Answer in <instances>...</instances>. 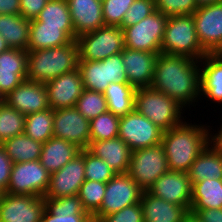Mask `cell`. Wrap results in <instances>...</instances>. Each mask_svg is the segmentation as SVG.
<instances>
[{"instance_id":"6da1fadb","label":"cell","mask_w":222,"mask_h":222,"mask_svg":"<svg viewBox=\"0 0 222 222\" xmlns=\"http://www.w3.org/2000/svg\"><path fill=\"white\" fill-rule=\"evenodd\" d=\"M151 87L177 101L182 107H194L200 99L199 61L178 55L159 53ZM194 104V105H193Z\"/></svg>"},{"instance_id":"7a4b0ae2","label":"cell","mask_w":222,"mask_h":222,"mask_svg":"<svg viewBox=\"0 0 222 222\" xmlns=\"http://www.w3.org/2000/svg\"><path fill=\"white\" fill-rule=\"evenodd\" d=\"M183 121L163 131V145L169 170L188 172L202 151L213 141L210 125ZM209 127V128H208Z\"/></svg>"},{"instance_id":"3957f363","label":"cell","mask_w":222,"mask_h":222,"mask_svg":"<svg viewBox=\"0 0 222 222\" xmlns=\"http://www.w3.org/2000/svg\"><path fill=\"white\" fill-rule=\"evenodd\" d=\"M79 46L76 40L69 44L28 51L27 80L46 83L78 68Z\"/></svg>"},{"instance_id":"277c9868","label":"cell","mask_w":222,"mask_h":222,"mask_svg":"<svg viewBox=\"0 0 222 222\" xmlns=\"http://www.w3.org/2000/svg\"><path fill=\"white\" fill-rule=\"evenodd\" d=\"M161 53L184 56L197 61L208 54L198 40L192 14L168 17Z\"/></svg>"},{"instance_id":"5b68a950","label":"cell","mask_w":222,"mask_h":222,"mask_svg":"<svg viewBox=\"0 0 222 222\" xmlns=\"http://www.w3.org/2000/svg\"><path fill=\"white\" fill-rule=\"evenodd\" d=\"M134 109L163 131L170 130L185 120L182 116L185 108L152 87L136 88Z\"/></svg>"},{"instance_id":"8992f818","label":"cell","mask_w":222,"mask_h":222,"mask_svg":"<svg viewBox=\"0 0 222 222\" xmlns=\"http://www.w3.org/2000/svg\"><path fill=\"white\" fill-rule=\"evenodd\" d=\"M79 61H103L121 53L124 48V32L119 26L104 25L95 31L78 36Z\"/></svg>"},{"instance_id":"52a82bcc","label":"cell","mask_w":222,"mask_h":222,"mask_svg":"<svg viewBox=\"0 0 222 222\" xmlns=\"http://www.w3.org/2000/svg\"><path fill=\"white\" fill-rule=\"evenodd\" d=\"M169 170L163 145L131 152L127 174L143 191H149L155 181Z\"/></svg>"},{"instance_id":"ba28073f","label":"cell","mask_w":222,"mask_h":222,"mask_svg":"<svg viewBox=\"0 0 222 222\" xmlns=\"http://www.w3.org/2000/svg\"><path fill=\"white\" fill-rule=\"evenodd\" d=\"M167 20L165 14L156 10L139 23L125 27L123 29L125 48L161 53Z\"/></svg>"},{"instance_id":"9c48e42d","label":"cell","mask_w":222,"mask_h":222,"mask_svg":"<svg viewBox=\"0 0 222 222\" xmlns=\"http://www.w3.org/2000/svg\"><path fill=\"white\" fill-rule=\"evenodd\" d=\"M50 176L40 160L13 163L5 193L44 197L49 187Z\"/></svg>"},{"instance_id":"30bf717a","label":"cell","mask_w":222,"mask_h":222,"mask_svg":"<svg viewBox=\"0 0 222 222\" xmlns=\"http://www.w3.org/2000/svg\"><path fill=\"white\" fill-rule=\"evenodd\" d=\"M119 135L131 151L161 143L163 130L135 109L119 120Z\"/></svg>"},{"instance_id":"8fae6325","label":"cell","mask_w":222,"mask_h":222,"mask_svg":"<svg viewBox=\"0 0 222 222\" xmlns=\"http://www.w3.org/2000/svg\"><path fill=\"white\" fill-rule=\"evenodd\" d=\"M143 190L127 174H116L106 183L105 194L100 209L92 216L100 220L103 216L139 203Z\"/></svg>"},{"instance_id":"7c38bea8","label":"cell","mask_w":222,"mask_h":222,"mask_svg":"<svg viewBox=\"0 0 222 222\" xmlns=\"http://www.w3.org/2000/svg\"><path fill=\"white\" fill-rule=\"evenodd\" d=\"M85 181V149L64 165L51 173L49 187L44 198H60L78 195Z\"/></svg>"},{"instance_id":"4fadbf2b","label":"cell","mask_w":222,"mask_h":222,"mask_svg":"<svg viewBox=\"0 0 222 222\" xmlns=\"http://www.w3.org/2000/svg\"><path fill=\"white\" fill-rule=\"evenodd\" d=\"M53 137L87 149L90 144V120L83 117L75 107L53 110Z\"/></svg>"},{"instance_id":"5bb4252c","label":"cell","mask_w":222,"mask_h":222,"mask_svg":"<svg viewBox=\"0 0 222 222\" xmlns=\"http://www.w3.org/2000/svg\"><path fill=\"white\" fill-rule=\"evenodd\" d=\"M45 209L44 197L3 193L0 222H41Z\"/></svg>"},{"instance_id":"9a60e30c","label":"cell","mask_w":222,"mask_h":222,"mask_svg":"<svg viewBox=\"0 0 222 222\" xmlns=\"http://www.w3.org/2000/svg\"><path fill=\"white\" fill-rule=\"evenodd\" d=\"M192 16L200 44L211 54L222 41V1L198 7Z\"/></svg>"},{"instance_id":"2e32d148","label":"cell","mask_w":222,"mask_h":222,"mask_svg":"<svg viewBox=\"0 0 222 222\" xmlns=\"http://www.w3.org/2000/svg\"><path fill=\"white\" fill-rule=\"evenodd\" d=\"M149 192L167 202L191 210L192 183L187 172L168 170L160 176Z\"/></svg>"},{"instance_id":"e0dca14e","label":"cell","mask_w":222,"mask_h":222,"mask_svg":"<svg viewBox=\"0 0 222 222\" xmlns=\"http://www.w3.org/2000/svg\"><path fill=\"white\" fill-rule=\"evenodd\" d=\"M51 109L73 108L84 86L79 69L64 73L45 83Z\"/></svg>"},{"instance_id":"ac0fdd59","label":"cell","mask_w":222,"mask_h":222,"mask_svg":"<svg viewBox=\"0 0 222 222\" xmlns=\"http://www.w3.org/2000/svg\"><path fill=\"white\" fill-rule=\"evenodd\" d=\"M3 101L25 116L50 108L45 83L27 79L4 97Z\"/></svg>"},{"instance_id":"d6986e66","label":"cell","mask_w":222,"mask_h":222,"mask_svg":"<svg viewBox=\"0 0 222 222\" xmlns=\"http://www.w3.org/2000/svg\"><path fill=\"white\" fill-rule=\"evenodd\" d=\"M128 83L135 88L151 87L159 53L124 48L121 52Z\"/></svg>"},{"instance_id":"ffe728a7","label":"cell","mask_w":222,"mask_h":222,"mask_svg":"<svg viewBox=\"0 0 222 222\" xmlns=\"http://www.w3.org/2000/svg\"><path fill=\"white\" fill-rule=\"evenodd\" d=\"M28 51L9 48L0 53V95L4 98L27 79Z\"/></svg>"},{"instance_id":"44dd1931","label":"cell","mask_w":222,"mask_h":222,"mask_svg":"<svg viewBox=\"0 0 222 222\" xmlns=\"http://www.w3.org/2000/svg\"><path fill=\"white\" fill-rule=\"evenodd\" d=\"M67 3L77 37L105 25L102 2L98 0H67Z\"/></svg>"},{"instance_id":"7402d4cb","label":"cell","mask_w":222,"mask_h":222,"mask_svg":"<svg viewBox=\"0 0 222 222\" xmlns=\"http://www.w3.org/2000/svg\"><path fill=\"white\" fill-rule=\"evenodd\" d=\"M44 200L46 209L41 222H87L91 218L78 195Z\"/></svg>"},{"instance_id":"603a6c76","label":"cell","mask_w":222,"mask_h":222,"mask_svg":"<svg viewBox=\"0 0 222 222\" xmlns=\"http://www.w3.org/2000/svg\"><path fill=\"white\" fill-rule=\"evenodd\" d=\"M87 150L104 160L116 174L127 173L132 151L121 138L92 141Z\"/></svg>"},{"instance_id":"cb8c5ba5","label":"cell","mask_w":222,"mask_h":222,"mask_svg":"<svg viewBox=\"0 0 222 222\" xmlns=\"http://www.w3.org/2000/svg\"><path fill=\"white\" fill-rule=\"evenodd\" d=\"M144 222H183L189 211L180 205L167 202L149 191L141 197Z\"/></svg>"},{"instance_id":"d4e9b609","label":"cell","mask_w":222,"mask_h":222,"mask_svg":"<svg viewBox=\"0 0 222 222\" xmlns=\"http://www.w3.org/2000/svg\"><path fill=\"white\" fill-rule=\"evenodd\" d=\"M199 65L201 99L205 97L211 103L222 104V61L206 54L199 60Z\"/></svg>"},{"instance_id":"484cf974","label":"cell","mask_w":222,"mask_h":222,"mask_svg":"<svg viewBox=\"0 0 222 222\" xmlns=\"http://www.w3.org/2000/svg\"><path fill=\"white\" fill-rule=\"evenodd\" d=\"M187 173L192 184L204 179L222 180V148L212 141L195 159Z\"/></svg>"},{"instance_id":"4316f807","label":"cell","mask_w":222,"mask_h":222,"mask_svg":"<svg viewBox=\"0 0 222 222\" xmlns=\"http://www.w3.org/2000/svg\"><path fill=\"white\" fill-rule=\"evenodd\" d=\"M81 152V148L67 140L51 137L42 145L40 162L51 174L60 170Z\"/></svg>"},{"instance_id":"83f0119b","label":"cell","mask_w":222,"mask_h":222,"mask_svg":"<svg viewBox=\"0 0 222 222\" xmlns=\"http://www.w3.org/2000/svg\"><path fill=\"white\" fill-rule=\"evenodd\" d=\"M205 209H222V180L204 179L192 184L190 212L196 215Z\"/></svg>"},{"instance_id":"f1b7e54d","label":"cell","mask_w":222,"mask_h":222,"mask_svg":"<svg viewBox=\"0 0 222 222\" xmlns=\"http://www.w3.org/2000/svg\"><path fill=\"white\" fill-rule=\"evenodd\" d=\"M30 20L21 14H0V35L10 48L27 50L29 45Z\"/></svg>"},{"instance_id":"f546056e","label":"cell","mask_w":222,"mask_h":222,"mask_svg":"<svg viewBox=\"0 0 222 222\" xmlns=\"http://www.w3.org/2000/svg\"><path fill=\"white\" fill-rule=\"evenodd\" d=\"M30 22H43V26L61 27L72 40L77 39L67 0H48L37 18Z\"/></svg>"},{"instance_id":"4dcf8cb0","label":"cell","mask_w":222,"mask_h":222,"mask_svg":"<svg viewBox=\"0 0 222 222\" xmlns=\"http://www.w3.org/2000/svg\"><path fill=\"white\" fill-rule=\"evenodd\" d=\"M71 41L61 27L43 26V22H30L27 51L60 47Z\"/></svg>"},{"instance_id":"1f68e13d","label":"cell","mask_w":222,"mask_h":222,"mask_svg":"<svg viewBox=\"0 0 222 222\" xmlns=\"http://www.w3.org/2000/svg\"><path fill=\"white\" fill-rule=\"evenodd\" d=\"M136 88L129 83L113 82L103 92L108 111L123 117L134 110Z\"/></svg>"},{"instance_id":"d6a6232c","label":"cell","mask_w":222,"mask_h":222,"mask_svg":"<svg viewBox=\"0 0 222 222\" xmlns=\"http://www.w3.org/2000/svg\"><path fill=\"white\" fill-rule=\"evenodd\" d=\"M1 145L13 163H22L40 160L43 143L22 133L6 140Z\"/></svg>"},{"instance_id":"836d02e7","label":"cell","mask_w":222,"mask_h":222,"mask_svg":"<svg viewBox=\"0 0 222 222\" xmlns=\"http://www.w3.org/2000/svg\"><path fill=\"white\" fill-rule=\"evenodd\" d=\"M84 89L103 93L110 84L108 58L103 61H79Z\"/></svg>"},{"instance_id":"e575fe53","label":"cell","mask_w":222,"mask_h":222,"mask_svg":"<svg viewBox=\"0 0 222 222\" xmlns=\"http://www.w3.org/2000/svg\"><path fill=\"white\" fill-rule=\"evenodd\" d=\"M24 133L42 143L53 137V109L49 108L26 115Z\"/></svg>"},{"instance_id":"d590c367","label":"cell","mask_w":222,"mask_h":222,"mask_svg":"<svg viewBox=\"0 0 222 222\" xmlns=\"http://www.w3.org/2000/svg\"><path fill=\"white\" fill-rule=\"evenodd\" d=\"M25 115L9 107L4 101L0 105V144L24 133Z\"/></svg>"},{"instance_id":"8d00e7d4","label":"cell","mask_w":222,"mask_h":222,"mask_svg":"<svg viewBox=\"0 0 222 222\" xmlns=\"http://www.w3.org/2000/svg\"><path fill=\"white\" fill-rule=\"evenodd\" d=\"M75 108L88 120L108 112L106 98L101 92L84 89Z\"/></svg>"},{"instance_id":"74e56055","label":"cell","mask_w":222,"mask_h":222,"mask_svg":"<svg viewBox=\"0 0 222 222\" xmlns=\"http://www.w3.org/2000/svg\"><path fill=\"white\" fill-rule=\"evenodd\" d=\"M120 117L106 112L90 120V142L117 138Z\"/></svg>"},{"instance_id":"f35d334b","label":"cell","mask_w":222,"mask_h":222,"mask_svg":"<svg viewBox=\"0 0 222 222\" xmlns=\"http://www.w3.org/2000/svg\"><path fill=\"white\" fill-rule=\"evenodd\" d=\"M106 183L85 180L81 185L78 197L84 209L92 217L101 207L105 194Z\"/></svg>"},{"instance_id":"ab89813d","label":"cell","mask_w":222,"mask_h":222,"mask_svg":"<svg viewBox=\"0 0 222 222\" xmlns=\"http://www.w3.org/2000/svg\"><path fill=\"white\" fill-rule=\"evenodd\" d=\"M116 175L108 164L85 149V180L107 183Z\"/></svg>"},{"instance_id":"60d3db41","label":"cell","mask_w":222,"mask_h":222,"mask_svg":"<svg viewBox=\"0 0 222 222\" xmlns=\"http://www.w3.org/2000/svg\"><path fill=\"white\" fill-rule=\"evenodd\" d=\"M135 0H105L102 2V13L105 25L120 26L124 14Z\"/></svg>"},{"instance_id":"b9f144b4","label":"cell","mask_w":222,"mask_h":222,"mask_svg":"<svg viewBox=\"0 0 222 222\" xmlns=\"http://www.w3.org/2000/svg\"><path fill=\"white\" fill-rule=\"evenodd\" d=\"M155 11V0H135L124 14L122 24L119 27L124 29L137 24Z\"/></svg>"},{"instance_id":"7bdbcfd3","label":"cell","mask_w":222,"mask_h":222,"mask_svg":"<svg viewBox=\"0 0 222 222\" xmlns=\"http://www.w3.org/2000/svg\"><path fill=\"white\" fill-rule=\"evenodd\" d=\"M156 10L167 17L193 14L198 8L196 0H155Z\"/></svg>"},{"instance_id":"ee69618b","label":"cell","mask_w":222,"mask_h":222,"mask_svg":"<svg viewBox=\"0 0 222 222\" xmlns=\"http://www.w3.org/2000/svg\"><path fill=\"white\" fill-rule=\"evenodd\" d=\"M100 222H144L141 203L127 206L118 212L103 216Z\"/></svg>"},{"instance_id":"f6af8a7d","label":"cell","mask_w":222,"mask_h":222,"mask_svg":"<svg viewBox=\"0 0 222 222\" xmlns=\"http://www.w3.org/2000/svg\"><path fill=\"white\" fill-rule=\"evenodd\" d=\"M108 72L110 83H128L123 65L122 53H117L108 57Z\"/></svg>"},{"instance_id":"bcb514c9","label":"cell","mask_w":222,"mask_h":222,"mask_svg":"<svg viewBox=\"0 0 222 222\" xmlns=\"http://www.w3.org/2000/svg\"><path fill=\"white\" fill-rule=\"evenodd\" d=\"M47 2L48 0H20V14L27 20H34Z\"/></svg>"},{"instance_id":"7dc6e473","label":"cell","mask_w":222,"mask_h":222,"mask_svg":"<svg viewBox=\"0 0 222 222\" xmlns=\"http://www.w3.org/2000/svg\"><path fill=\"white\" fill-rule=\"evenodd\" d=\"M13 162L0 144V190L4 193L8 188Z\"/></svg>"},{"instance_id":"c3c4849f","label":"cell","mask_w":222,"mask_h":222,"mask_svg":"<svg viewBox=\"0 0 222 222\" xmlns=\"http://www.w3.org/2000/svg\"><path fill=\"white\" fill-rule=\"evenodd\" d=\"M196 216L202 222H222V209L200 210Z\"/></svg>"},{"instance_id":"681fc988","label":"cell","mask_w":222,"mask_h":222,"mask_svg":"<svg viewBox=\"0 0 222 222\" xmlns=\"http://www.w3.org/2000/svg\"><path fill=\"white\" fill-rule=\"evenodd\" d=\"M0 14H20V0H0Z\"/></svg>"},{"instance_id":"f907efd6","label":"cell","mask_w":222,"mask_h":222,"mask_svg":"<svg viewBox=\"0 0 222 222\" xmlns=\"http://www.w3.org/2000/svg\"><path fill=\"white\" fill-rule=\"evenodd\" d=\"M220 128V130H219ZM214 132H217V133H213L212 134V139H213V142L219 146L220 148H222V124L220 125V127H218V131H214Z\"/></svg>"},{"instance_id":"816d5d0a","label":"cell","mask_w":222,"mask_h":222,"mask_svg":"<svg viewBox=\"0 0 222 222\" xmlns=\"http://www.w3.org/2000/svg\"><path fill=\"white\" fill-rule=\"evenodd\" d=\"M211 54L217 59L222 61V41L219 43V45Z\"/></svg>"},{"instance_id":"f5cc1de1","label":"cell","mask_w":222,"mask_h":222,"mask_svg":"<svg viewBox=\"0 0 222 222\" xmlns=\"http://www.w3.org/2000/svg\"><path fill=\"white\" fill-rule=\"evenodd\" d=\"M183 222H202L195 214L189 212L184 218Z\"/></svg>"},{"instance_id":"db71d44e","label":"cell","mask_w":222,"mask_h":222,"mask_svg":"<svg viewBox=\"0 0 222 222\" xmlns=\"http://www.w3.org/2000/svg\"><path fill=\"white\" fill-rule=\"evenodd\" d=\"M220 1H222V0H196V4L198 5V7H201V6H205V5H210L212 3H217Z\"/></svg>"},{"instance_id":"11a10c76","label":"cell","mask_w":222,"mask_h":222,"mask_svg":"<svg viewBox=\"0 0 222 222\" xmlns=\"http://www.w3.org/2000/svg\"><path fill=\"white\" fill-rule=\"evenodd\" d=\"M9 48L10 47L8 46L4 38L0 35V53L8 50Z\"/></svg>"},{"instance_id":"9f6ffc18","label":"cell","mask_w":222,"mask_h":222,"mask_svg":"<svg viewBox=\"0 0 222 222\" xmlns=\"http://www.w3.org/2000/svg\"><path fill=\"white\" fill-rule=\"evenodd\" d=\"M87 222H100L97 218L91 217Z\"/></svg>"},{"instance_id":"6f0895ef","label":"cell","mask_w":222,"mask_h":222,"mask_svg":"<svg viewBox=\"0 0 222 222\" xmlns=\"http://www.w3.org/2000/svg\"><path fill=\"white\" fill-rule=\"evenodd\" d=\"M3 102V97L0 95V105L2 104Z\"/></svg>"},{"instance_id":"680465c9","label":"cell","mask_w":222,"mask_h":222,"mask_svg":"<svg viewBox=\"0 0 222 222\" xmlns=\"http://www.w3.org/2000/svg\"><path fill=\"white\" fill-rule=\"evenodd\" d=\"M3 193H4V192L0 190V201H1V198H2Z\"/></svg>"}]
</instances>
